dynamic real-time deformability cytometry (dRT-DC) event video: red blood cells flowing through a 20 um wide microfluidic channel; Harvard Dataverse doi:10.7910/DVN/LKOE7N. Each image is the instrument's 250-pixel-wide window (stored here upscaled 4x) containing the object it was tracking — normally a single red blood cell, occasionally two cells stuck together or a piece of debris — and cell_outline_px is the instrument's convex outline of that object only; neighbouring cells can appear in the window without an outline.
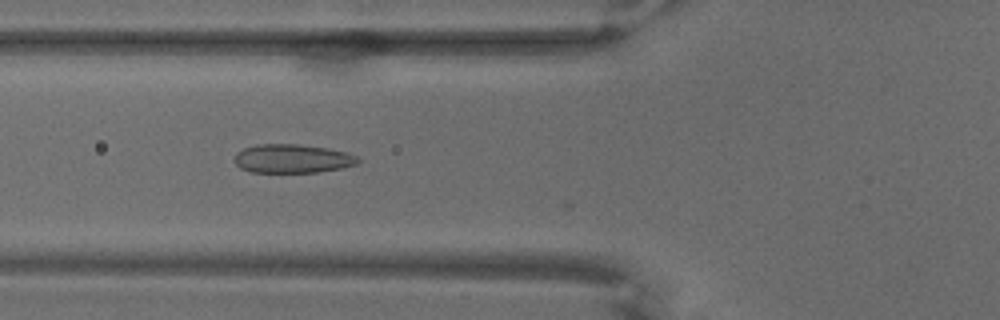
{"species": "common noctule bat (a hibernating species)", "species_latin": "Nyctalus noctula", "temperature_condition": "warm", "stored_images_in_passage": 10, "camera_frame_rate_fps": 3000, "um_per_image_px": 0.085, "animal": {"sex": "male", "body_mass_g": 18.8}, "frame": {"image": 1, "passage_image": 4, "time_ms": 1.0, "image_size_px": [1000, 320], "cell_outline_px": [[360, 160], [356, 164], [340, 168], [316, 172], [252, 172], [240, 168], [236, 164], [236, 152], [244, 148], [256, 144], [296, 144], [328, 148], [344, 152], [356, 156]], "centroid_in_image_um": [24.83, 13.48], "position_along_channel_um": 101.0, "area_um2": 20.46}}
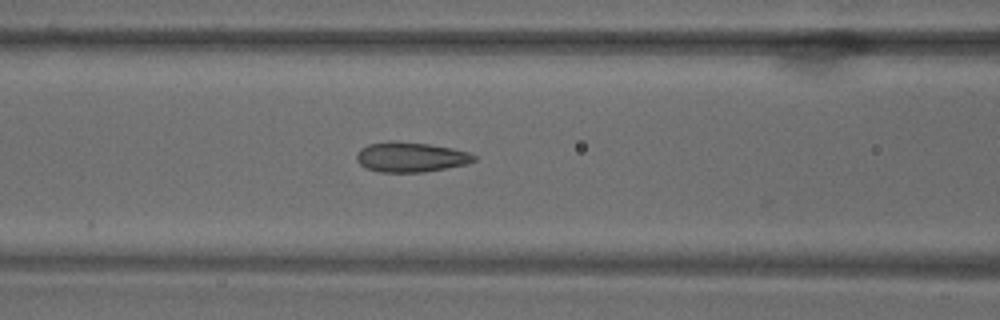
{"frame": {"image": 2, "passage_image": 7, "time_ms": 2.0, "image_size_px": [1000, 320], "cell_outline_px": [[476, 160], [468, 164], [424, 172], [380, 172], [364, 168], [356, 160], [356, 152], [360, 148], [368, 144], [388, 140], [396, 140], [428, 144], [452, 148], [468, 152], [476, 156]], "centroid_in_image_um": [34.87, 13.34], "position_along_channel_um": 131.7, "area_um2": 20.81}}
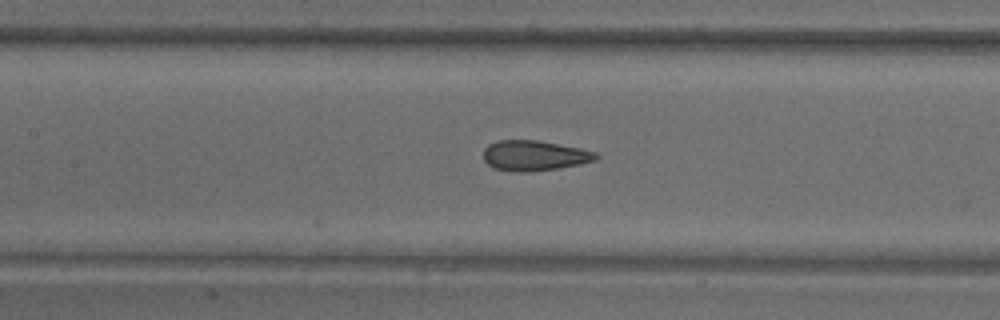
{"frame": {"image": 3, "passage_image": 10, "time_ms": 3.0, "image_size_px": [1000, 320], "cell_outline_px": [[600, 156], [596, 160], [580, 164], [560, 168], [532, 172], [516, 172], [496, 168], [488, 164], [484, 160], [484, 148], [488, 144], [496, 140], [540, 140], [580, 148], [596, 152]], "centroid_in_image_um": [45.44, 13.22], "position_along_channel_um": 162.0, "area_um2": 20.06}}